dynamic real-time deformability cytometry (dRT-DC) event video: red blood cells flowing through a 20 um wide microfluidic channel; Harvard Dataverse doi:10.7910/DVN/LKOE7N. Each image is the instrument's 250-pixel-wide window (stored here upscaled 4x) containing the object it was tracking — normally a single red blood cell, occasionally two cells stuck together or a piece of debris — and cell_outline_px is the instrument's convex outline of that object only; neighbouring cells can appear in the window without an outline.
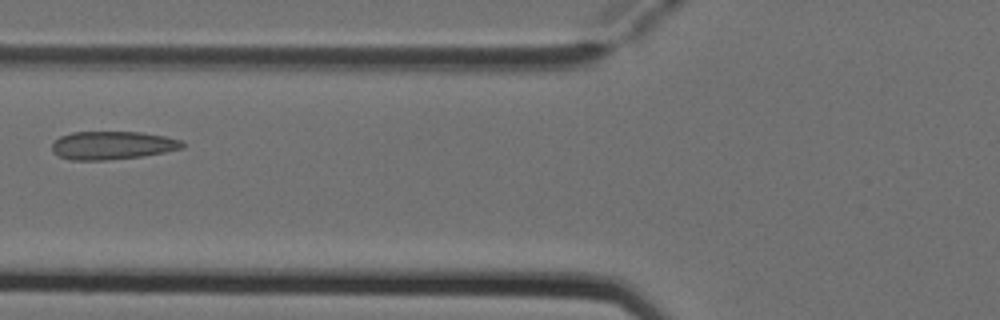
{"species": "Egyptian fruit bat (a non-hibernating species)", "species_latin": "Rousettus aegyptiacus", "temperature_condition": "cold", "stored_images_in_passage": 3, "camera_frame_rate_fps": 3000, "um_per_image_px": 0.085, "animal": {"sex": "female"}, "frame": {"image": 1, "passage_image": 2, "time_ms": 0.333, "image_size_px": [1000, 320], "cell_outline_px": [[184, 148], [164, 152], [140, 156], [104, 160], [72, 160], [60, 156], [52, 152], [52, 144], [60, 136], [72, 132], [140, 132], [164, 136], [180, 140], [184, 144]], "centroid_in_image_um": [9.53, 12.35], "position_along_channel_um": 116.3, "area_um2": 21.21}}
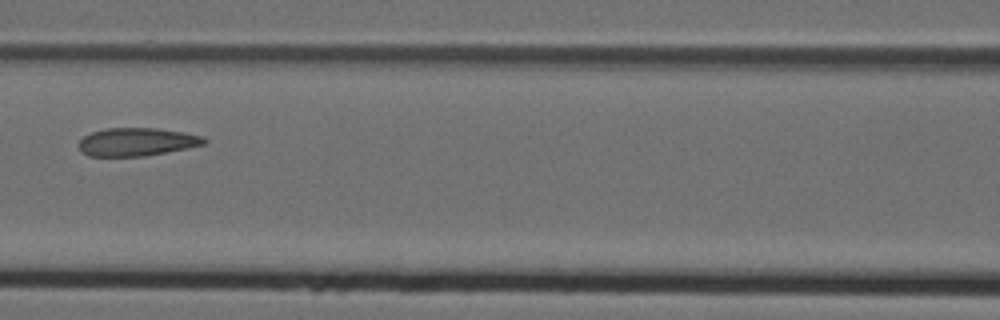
{"frame": {"image": 2, "passage_image": 3, "time_ms": 0.667, "image_size_px": [1000, 320], "cell_outline_px": [[208, 140], [204, 144], [188, 148], [144, 156], [88, 156], [80, 152], [80, 140], [84, 136], [92, 132], [108, 128], [156, 128], [184, 132], [204, 136]], "centroid_in_image_um": [11.65, 12.06], "position_along_channel_um": 154.9, "area_um2": 20.52}}